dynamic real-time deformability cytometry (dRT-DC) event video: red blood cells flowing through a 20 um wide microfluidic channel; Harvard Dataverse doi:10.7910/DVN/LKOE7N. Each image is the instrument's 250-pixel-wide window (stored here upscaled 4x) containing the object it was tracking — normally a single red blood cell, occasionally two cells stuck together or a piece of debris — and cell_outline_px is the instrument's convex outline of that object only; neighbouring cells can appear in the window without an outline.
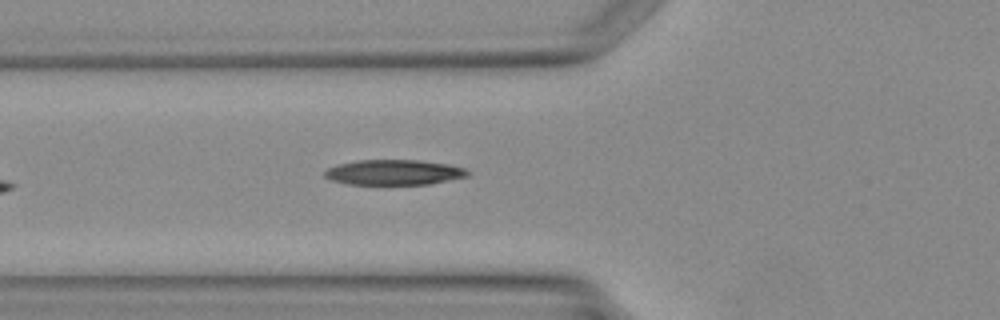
{"species": "Egyptian fruit bat (a non-hibernating species)", "species_latin": "Rousettus aegyptiacus", "temperature_condition": "warm", "stored_images_in_passage": 4, "camera_frame_rate_fps": 3000, "um_per_image_px": 0.085, "animal": {"sex": "female"}, "frame": {"image": 1, "passage_image": 4, "time_ms": 4.333, "image_size_px": [1000, 320], "cell_outline_px": [[472, 172], [468, 176], [432, 184], [348, 184], [332, 180], [324, 176], [324, 172], [328, 168], [340, 164], [360, 160], [420, 160], [448, 164], [464, 168]], "centroid_in_image_um": [33.54, 14.65], "position_along_channel_um": 92.3, "area_um2": 20.98}}